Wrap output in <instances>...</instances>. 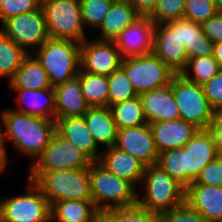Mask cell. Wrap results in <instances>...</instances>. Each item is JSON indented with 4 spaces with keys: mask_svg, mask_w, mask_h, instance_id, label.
Wrapping results in <instances>:
<instances>
[{
    "mask_svg": "<svg viewBox=\"0 0 222 222\" xmlns=\"http://www.w3.org/2000/svg\"><path fill=\"white\" fill-rule=\"evenodd\" d=\"M6 140H11L19 152L33 158L42 154L56 131L55 119L29 116L13 109L1 112Z\"/></svg>",
    "mask_w": 222,
    "mask_h": 222,
    "instance_id": "obj_1",
    "label": "cell"
},
{
    "mask_svg": "<svg viewBox=\"0 0 222 222\" xmlns=\"http://www.w3.org/2000/svg\"><path fill=\"white\" fill-rule=\"evenodd\" d=\"M33 181L52 205L62 200H92L89 167L30 172Z\"/></svg>",
    "mask_w": 222,
    "mask_h": 222,
    "instance_id": "obj_2",
    "label": "cell"
},
{
    "mask_svg": "<svg viewBox=\"0 0 222 222\" xmlns=\"http://www.w3.org/2000/svg\"><path fill=\"white\" fill-rule=\"evenodd\" d=\"M81 43L69 39H47L32 55L48 74L52 87L79 74Z\"/></svg>",
    "mask_w": 222,
    "mask_h": 222,
    "instance_id": "obj_3",
    "label": "cell"
},
{
    "mask_svg": "<svg viewBox=\"0 0 222 222\" xmlns=\"http://www.w3.org/2000/svg\"><path fill=\"white\" fill-rule=\"evenodd\" d=\"M140 184L144 195L137 193L136 202L152 212L162 214L185 201V188L158 164L145 167Z\"/></svg>",
    "mask_w": 222,
    "mask_h": 222,
    "instance_id": "obj_4",
    "label": "cell"
},
{
    "mask_svg": "<svg viewBox=\"0 0 222 222\" xmlns=\"http://www.w3.org/2000/svg\"><path fill=\"white\" fill-rule=\"evenodd\" d=\"M89 176L92 201L99 212L136 203V188L127 180L111 173L98 161H93L89 166Z\"/></svg>",
    "mask_w": 222,
    "mask_h": 222,
    "instance_id": "obj_5",
    "label": "cell"
},
{
    "mask_svg": "<svg viewBox=\"0 0 222 222\" xmlns=\"http://www.w3.org/2000/svg\"><path fill=\"white\" fill-rule=\"evenodd\" d=\"M48 35L82 43L87 39L80 0H41Z\"/></svg>",
    "mask_w": 222,
    "mask_h": 222,
    "instance_id": "obj_6",
    "label": "cell"
},
{
    "mask_svg": "<svg viewBox=\"0 0 222 222\" xmlns=\"http://www.w3.org/2000/svg\"><path fill=\"white\" fill-rule=\"evenodd\" d=\"M172 90L180 119L193 123L199 129H208L215 110L210 106L203 87L181 74H175L172 78Z\"/></svg>",
    "mask_w": 222,
    "mask_h": 222,
    "instance_id": "obj_7",
    "label": "cell"
},
{
    "mask_svg": "<svg viewBox=\"0 0 222 222\" xmlns=\"http://www.w3.org/2000/svg\"><path fill=\"white\" fill-rule=\"evenodd\" d=\"M27 193L0 200V222H51V204L28 180Z\"/></svg>",
    "mask_w": 222,
    "mask_h": 222,
    "instance_id": "obj_8",
    "label": "cell"
},
{
    "mask_svg": "<svg viewBox=\"0 0 222 222\" xmlns=\"http://www.w3.org/2000/svg\"><path fill=\"white\" fill-rule=\"evenodd\" d=\"M121 68L138 95L169 85L176 74L153 52L124 57Z\"/></svg>",
    "mask_w": 222,
    "mask_h": 222,
    "instance_id": "obj_9",
    "label": "cell"
},
{
    "mask_svg": "<svg viewBox=\"0 0 222 222\" xmlns=\"http://www.w3.org/2000/svg\"><path fill=\"white\" fill-rule=\"evenodd\" d=\"M93 160L57 131L42 154L30 166L29 172L87 168Z\"/></svg>",
    "mask_w": 222,
    "mask_h": 222,
    "instance_id": "obj_10",
    "label": "cell"
},
{
    "mask_svg": "<svg viewBox=\"0 0 222 222\" xmlns=\"http://www.w3.org/2000/svg\"><path fill=\"white\" fill-rule=\"evenodd\" d=\"M1 25L0 31L28 54H32V49H38L50 38L41 6L34 11L6 19Z\"/></svg>",
    "mask_w": 222,
    "mask_h": 222,
    "instance_id": "obj_11",
    "label": "cell"
},
{
    "mask_svg": "<svg viewBox=\"0 0 222 222\" xmlns=\"http://www.w3.org/2000/svg\"><path fill=\"white\" fill-rule=\"evenodd\" d=\"M123 56L114 41L85 39L80 45L81 70L108 76L121 68Z\"/></svg>",
    "mask_w": 222,
    "mask_h": 222,
    "instance_id": "obj_12",
    "label": "cell"
},
{
    "mask_svg": "<svg viewBox=\"0 0 222 222\" xmlns=\"http://www.w3.org/2000/svg\"><path fill=\"white\" fill-rule=\"evenodd\" d=\"M212 133L199 129L183 146L184 188L196 180L203 168L217 157Z\"/></svg>",
    "mask_w": 222,
    "mask_h": 222,
    "instance_id": "obj_13",
    "label": "cell"
},
{
    "mask_svg": "<svg viewBox=\"0 0 222 222\" xmlns=\"http://www.w3.org/2000/svg\"><path fill=\"white\" fill-rule=\"evenodd\" d=\"M152 52L176 74L187 66L188 57L178 38V29H173L168 23L155 25Z\"/></svg>",
    "mask_w": 222,
    "mask_h": 222,
    "instance_id": "obj_14",
    "label": "cell"
},
{
    "mask_svg": "<svg viewBox=\"0 0 222 222\" xmlns=\"http://www.w3.org/2000/svg\"><path fill=\"white\" fill-rule=\"evenodd\" d=\"M115 146L131 154L145 166L157 163L159 152L149 124L119 129Z\"/></svg>",
    "mask_w": 222,
    "mask_h": 222,
    "instance_id": "obj_15",
    "label": "cell"
},
{
    "mask_svg": "<svg viewBox=\"0 0 222 222\" xmlns=\"http://www.w3.org/2000/svg\"><path fill=\"white\" fill-rule=\"evenodd\" d=\"M155 24L148 16H141L124 29L114 40L123 57L152 53Z\"/></svg>",
    "mask_w": 222,
    "mask_h": 222,
    "instance_id": "obj_16",
    "label": "cell"
},
{
    "mask_svg": "<svg viewBox=\"0 0 222 222\" xmlns=\"http://www.w3.org/2000/svg\"><path fill=\"white\" fill-rule=\"evenodd\" d=\"M185 202L209 222H222V187L192 182L185 189Z\"/></svg>",
    "mask_w": 222,
    "mask_h": 222,
    "instance_id": "obj_17",
    "label": "cell"
},
{
    "mask_svg": "<svg viewBox=\"0 0 222 222\" xmlns=\"http://www.w3.org/2000/svg\"><path fill=\"white\" fill-rule=\"evenodd\" d=\"M139 97L148 124L180 119L178 105L172 90V80L169 85L141 93Z\"/></svg>",
    "mask_w": 222,
    "mask_h": 222,
    "instance_id": "obj_18",
    "label": "cell"
},
{
    "mask_svg": "<svg viewBox=\"0 0 222 222\" xmlns=\"http://www.w3.org/2000/svg\"><path fill=\"white\" fill-rule=\"evenodd\" d=\"M149 126L159 153L182 148L199 130L183 119L154 122Z\"/></svg>",
    "mask_w": 222,
    "mask_h": 222,
    "instance_id": "obj_19",
    "label": "cell"
},
{
    "mask_svg": "<svg viewBox=\"0 0 222 222\" xmlns=\"http://www.w3.org/2000/svg\"><path fill=\"white\" fill-rule=\"evenodd\" d=\"M98 162L111 173L130 182L135 188L141 183L146 167L137 158L115 145L104 148Z\"/></svg>",
    "mask_w": 222,
    "mask_h": 222,
    "instance_id": "obj_20",
    "label": "cell"
},
{
    "mask_svg": "<svg viewBox=\"0 0 222 222\" xmlns=\"http://www.w3.org/2000/svg\"><path fill=\"white\" fill-rule=\"evenodd\" d=\"M55 92V120L58 118L84 116L89 109L82 94L79 74L53 87Z\"/></svg>",
    "mask_w": 222,
    "mask_h": 222,
    "instance_id": "obj_21",
    "label": "cell"
},
{
    "mask_svg": "<svg viewBox=\"0 0 222 222\" xmlns=\"http://www.w3.org/2000/svg\"><path fill=\"white\" fill-rule=\"evenodd\" d=\"M56 131L68 139L76 148L87 154L93 161H98L101 152L88 129L83 116L58 118L55 120Z\"/></svg>",
    "mask_w": 222,
    "mask_h": 222,
    "instance_id": "obj_22",
    "label": "cell"
},
{
    "mask_svg": "<svg viewBox=\"0 0 222 222\" xmlns=\"http://www.w3.org/2000/svg\"><path fill=\"white\" fill-rule=\"evenodd\" d=\"M168 24L173 29H178V38L185 47L188 60L213 55L214 42L203 32L201 24L186 18L170 21Z\"/></svg>",
    "mask_w": 222,
    "mask_h": 222,
    "instance_id": "obj_23",
    "label": "cell"
},
{
    "mask_svg": "<svg viewBox=\"0 0 222 222\" xmlns=\"http://www.w3.org/2000/svg\"><path fill=\"white\" fill-rule=\"evenodd\" d=\"M11 90L18 92L16 103L18 102L17 104L19 105V108H12L14 111L21 112L33 117L55 119L56 101L53 88H45L42 90Z\"/></svg>",
    "mask_w": 222,
    "mask_h": 222,
    "instance_id": "obj_24",
    "label": "cell"
},
{
    "mask_svg": "<svg viewBox=\"0 0 222 222\" xmlns=\"http://www.w3.org/2000/svg\"><path fill=\"white\" fill-rule=\"evenodd\" d=\"M141 16L128 0L115 1L101 25L97 28L101 33L98 40L114 41L120 32L133 24Z\"/></svg>",
    "mask_w": 222,
    "mask_h": 222,
    "instance_id": "obj_25",
    "label": "cell"
},
{
    "mask_svg": "<svg viewBox=\"0 0 222 222\" xmlns=\"http://www.w3.org/2000/svg\"><path fill=\"white\" fill-rule=\"evenodd\" d=\"M83 118L98 146L115 145L118 128L109 107H89Z\"/></svg>",
    "mask_w": 222,
    "mask_h": 222,
    "instance_id": "obj_26",
    "label": "cell"
},
{
    "mask_svg": "<svg viewBox=\"0 0 222 222\" xmlns=\"http://www.w3.org/2000/svg\"><path fill=\"white\" fill-rule=\"evenodd\" d=\"M99 211L92 200H62L51 205V222H97Z\"/></svg>",
    "mask_w": 222,
    "mask_h": 222,
    "instance_id": "obj_27",
    "label": "cell"
},
{
    "mask_svg": "<svg viewBox=\"0 0 222 222\" xmlns=\"http://www.w3.org/2000/svg\"><path fill=\"white\" fill-rule=\"evenodd\" d=\"M8 82L11 89L42 90L53 88L47 72L32 54H29L23 60Z\"/></svg>",
    "mask_w": 222,
    "mask_h": 222,
    "instance_id": "obj_28",
    "label": "cell"
},
{
    "mask_svg": "<svg viewBox=\"0 0 222 222\" xmlns=\"http://www.w3.org/2000/svg\"><path fill=\"white\" fill-rule=\"evenodd\" d=\"M97 222H161V216L136 202L99 212Z\"/></svg>",
    "mask_w": 222,
    "mask_h": 222,
    "instance_id": "obj_29",
    "label": "cell"
},
{
    "mask_svg": "<svg viewBox=\"0 0 222 222\" xmlns=\"http://www.w3.org/2000/svg\"><path fill=\"white\" fill-rule=\"evenodd\" d=\"M109 109L118 130L148 124L139 95L112 105Z\"/></svg>",
    "mask_w": 222,
    "mask_h": 222,
    "instance_id": "obj_30",
    "label": "cell"
},
{
    "mask_svg": "<svg viewBox=\"0 0 222 222\" xmlns=\"http://www.w3.org/2000/svg\"><path fill=\"white\" fill-rule=\"evenodd\" d=\"M82 94L90 107H108V76L91 74L80 69Z\"/></svg>",
    "mask_w": 222,
    "mask_h": 222,
    "instance_id": "obj_31",
    "label": "cell"
},
{
    "mask_svg": "<svg viewBox=\"0 0 222 222\" xmlns=\"http://www.w3.org/2000/svg\"><path fill=\"white\" fill-rule=\"evenodd\" d=\"M29 54L0 31V77L8 81Z\"/></svg>",
    "mask_w": 222,
    "mask_h": 222,
    "instance_id": "obj_32",
    "label": "cell"
},
{
    "mask_svg": "<svg viewBox=\"0 0 222 222\" xmlns=\"http://www.w3.org/2000/svg\"><path fill=\"white\" fill-rule=\"evenodd\" d=\"M220 70L217 60L213 55H210L189 59L186 68L180 74L187 80L202 86Z\"/></svg>",
    "mask_w": 222,
    "mask_h": 222,
    "instance_id": "obj_33",
    "label": "cell"
},
{
    "mask_svg": "<svg viewBox=\"0 0 222 222\" xmlns=\"http://www.w3.org/2000/svg\"><path fill=\"white\" fill-rule=\"evenodd\" d=\"M136 96L138 94L122 68L108 75V107Z\"/></svg>",
    "mask_w": 222,
    "mask_h": 222,
    "instance_id": "obj_34",
    "label": "cell"
},
{
    "mask_svg": "<svg viewBox=\"0 0 222 222\" xmlns=\"http://www.w3.org/2000/svg\"><path fill=\"white\" fill-rule=\"evenodd\" d=\"M114 2L115 0H80L84 26L96 31Z\"/></svg>",
    "mask_w": 222,
    "mask_h": 222,
    "instance_id": "obj_35",
    "label": "cell"
},
{
    "mask_svg": "<svg viewBox=\"0 0 222 222\" xmlns=\"http://www.w3.org/2000/svg\"><path fill=\"white\" fill-rule=\"evenodd\" d=\"M185 5L186 0H158L148 17L155 25L184 18Z\"/></svg>",
    "mask_w": 222,
    "mask_h": 222,
    "instance_id": "obj_36",
    "label": "cell"
},
{
    "mask_svg": "<svg viewBox=\"0 0 222 222\" xmlns=\"http://www.w3.org/2000/svg\"><path fill=\"white\" fill-rule=\"evenodd\" d=\"M156 164L184 187L183 147L159 153Z\"/></svg>",
    "mask_w": 222,
    "mask_h": 222,
    "instance_id": "obj_37",
    "label": "cell"
},
{
    "mask_svg": "<svg viewBox=\"0 0 222 222\" xmlns=\"http://www.w3.org/2000/svg\"><path fill=\"white\" fill-rule=\"evenodd\" d=\"M217 12L215 0H186L184 18L202 24Z\"/></svg>",
    "mask_w": 222,
    "mask_h": 222,
    "instance_id": "obj_38",
    "label": "cell"
},
{
    "mask_svg": "<svg viewBox=\"0 0 222 222\" xmlns=\"http://www.w3.org/2000/svg\"><path fill=\"white\" fill-rule=\"evenodd\" d=\"M160 216L161 222H209L185 201Z\"/></svg>",
    "mask_w": 222,
    "mask_h": 222,
    "instance_id": "obj_39",
    "label": "cell"
},
{
    "mask_svg": "<svg viewBox=\"0 0 222 222\" xmlns=\"http://www.w3.org/2000/svg\"><path fill=\"white\" fill-rule=\"evenodd\" d=\"M41 0H4L0 12V23L13 16L38 9Z\"/></svg>",
    "mask_w": 222,
    "mask_h": 222,
    "instance_id": "obj_40",
    "label": "cell"
},
{
    "mask_svg": "<svg viewBox=\"0 0 222 222\" xmlns=\"http://www.w3.org/2000/svg\"><path fill=\"white\" fill-rule=\"evenodd\" d=\"M202 87L215 113L222 112V69Z\"/></svg>",
    "mask_w": 222,
    "mask_h": 222,
    "instance_id": "obj_41",
    "label": "cell"
},
{
    "mask_svg": "<svg viewBox=\"0 0 222 222\" xmlns=\"http://www.w3.org/2000/svg\"><path fill=\"white\" fill-rule=\"evenodd\" d=\"M196 183L222 187V157L209 162L195 180Z\"/></svg>",
    "mask_w": 222,
    "mask_h": 222,
    "instance_id": "obj_42",
    "label": "cell"
},
{
    "mask_svg": "<svg viewBox=\"0 0 222 222\" xmlns=\"http://www.w3.org/2000/svg\"><path fill=\"white\" fill-rule=\"evenodd\" d=\"M201 27L212 42L222 41V13L217 12L213 17L203 22Z\"/></svg>",
    "mask_w": 222,
    "mask_h": 222,
    "instance_id": "obj_43",
    "label": "cell"
},
{
    "mask_svg": "<svg viewBox=\"0 0 222 222\" xmlns=\"http://www.w3.org/2000/svg\"><path fill=\"white\" fill-rule=\"evenodd\" d=\"M208 130L214 137L217 155L222 157V112L214 114Z\"/></svg>",
    "mask_w": 222,
    "mask_h": 222,
    "instance_id": "obj_44",
    "label": "cell"
},
{
    "mask_svg": "<svg viewBox=\"0 0 222 222\" xmlns=\"http://www.w3.org/2000/svg\"><path fill=\"white\" fill-rule=\"evenodd\" d=\"M142 15L148 16L156 7L158 0H128Z\"/></svg>",
    "mask_w": 222,
    "mask_h": 222,
    "instance_id": "obj_45",
    "label": "cell"
},
{
    "mask_svg": "<svg viewBox=\"0 0 222 222\" xmlns=\"http://www.w3.org/2000/svg\"><path fill=\"white\" fill-rule=\"evenodd\" d=\"M5 140H6V133L2 129V125L0 124V173L3 172L7 166V153L5 148Z\"/></svg>",
    "mask_w": 222,
    "mask_h": 222,
    "instance_id": "obj_46",
    "label": "cell"
},
{
    "mask_svg": "<svg viewBox=\"0 0 222 222\" xmlns=\"http://www.w3.org/2000/svg\"><path fill=\"white\" fill-rule=\"evenodd\" d=\"M213 56L222 69V41L214 43Z\"/></svg>",
    "mask_w": 222,
    "mask_h": 222,
    "instance_id": "obj_47",
    "label": "cell"
},
{
    "mask_svg": "<svg viewBox=\"0 0 222 222\" xmlns=\"http://www.w3.org/2000/svg\"><path fill=\"white\" fill-rule=\"evenodd\" d=\"M216 8L219 13H222V0H215Z\"/></svg>",
    "mask_w": 222,
    "mask_h": 222,
    "instance_id": "obj_48",
    "label": "cell"
},
{
    "mask_svg": "<svg viewBox=\"0 0 222 222\" xmlns=\"http://www.w3.org/2000/svg\"><path fill=\"white\" fill-rule=\"evenodd\" d=\"M4 0H0V12H1V7H2V2H3Z\"/></svg>",
    "mask_w": 222,
    "mask_h": 222,
    "instance_id": "obj_49",
    "label": "cell"
}]
</instances>
